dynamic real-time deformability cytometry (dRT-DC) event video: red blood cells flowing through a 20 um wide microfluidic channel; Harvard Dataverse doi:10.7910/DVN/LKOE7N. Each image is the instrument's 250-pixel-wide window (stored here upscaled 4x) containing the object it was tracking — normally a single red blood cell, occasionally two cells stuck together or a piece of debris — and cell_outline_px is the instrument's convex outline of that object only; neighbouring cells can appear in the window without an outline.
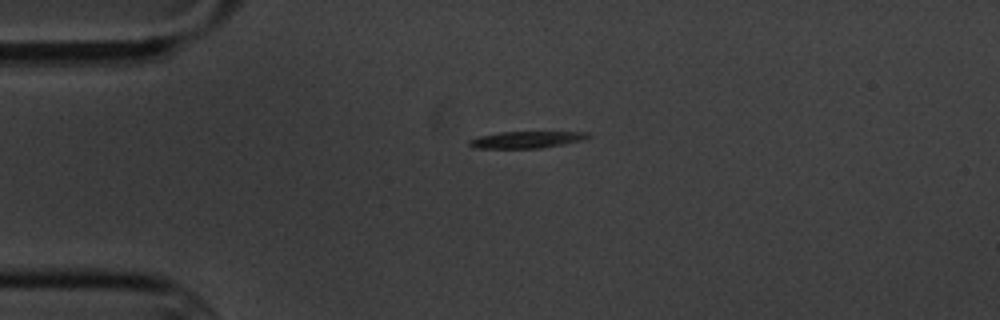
{"species": "common noctule bat (a hibernating species)", "species_latin": "Nyctalus noctula", "temperature_condition": "cold", "stored_images_in_passage": 3, "camera_frame_rate_fps": 3000, "um_per_image_px": 0.085, "animal": {"sex": "male", "body_mass_g": 20.1, "forearm_length_mm": 53.5}, "frame": {"image": 1, "passage_image": 1, "time_ms": 0.0, "image_size_px": [1000, 320], "cell_outline_px": [[592, 136], [584, 140], [564, 144], [540, 148], [472, 148], [468, 144], [468, 140], [480, 136], [500, 132], [588, 132]], "centroid_in_image_um": [44.76, 11.87], "position_along_channel_um": 40.2, "area_um2": 11.62}}
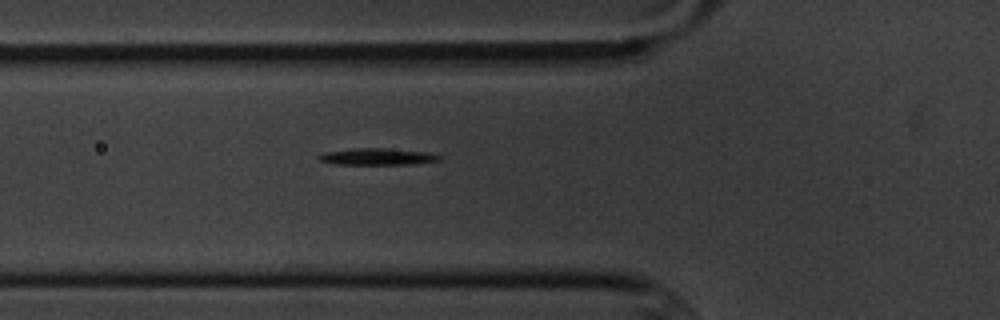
{"frame": {"image": 2, "passage_image": 3, "time_ms": 2.333, "image_size_px": [1000, 320], "cell_outline_px": [[440, 160], [412, 164], [332, 164], [320, 160], [316, 156], [324, 152], [356, 148], [388, 148], [428, 152], [440, 156]], "centroid_in_image_um": [32.04, 13.31], "position_along_channel_um": 93.8, "area_um2": 11.68}}